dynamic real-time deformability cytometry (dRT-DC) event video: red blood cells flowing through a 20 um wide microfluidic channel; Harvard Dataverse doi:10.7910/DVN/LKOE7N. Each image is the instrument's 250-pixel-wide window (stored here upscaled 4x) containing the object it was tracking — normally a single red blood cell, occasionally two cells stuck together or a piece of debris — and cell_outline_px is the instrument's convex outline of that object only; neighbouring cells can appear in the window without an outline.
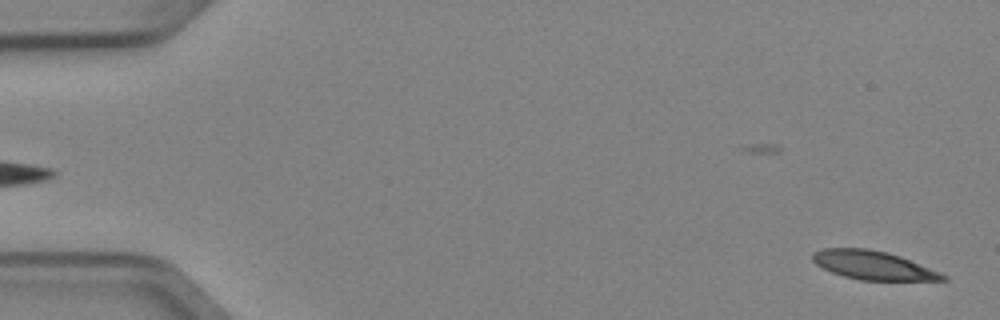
{"species": "Egyptian fruit bat (a non-hibernating species)", "species_latin": "Rousettus aegyptiacus", "temperature_condition": "cold", "stored_images_in_passage": 4, "segment_of_instrument_passage": [2, 2], "camera_frame_rate_fps": 3000, "um_per_image_px": 0.085, "animal": {"sex": "female"}, "frame": {"image": 1, "passage_image": 4, "time_ms": 1.0, "image_size_px": [1000, 320], "cell_outline_px": [[948, 280], [860, 280], [844, 276], [832, 272], [816, 264], [812, 260], [812, 252], [824, 248], [868, 248], [900, 256], [940, 272], [948, 276]], "centroid_in_image_um": [74.2, 22.54], "position_along_channel_um": 10.8, "area_um2": 21.56}}